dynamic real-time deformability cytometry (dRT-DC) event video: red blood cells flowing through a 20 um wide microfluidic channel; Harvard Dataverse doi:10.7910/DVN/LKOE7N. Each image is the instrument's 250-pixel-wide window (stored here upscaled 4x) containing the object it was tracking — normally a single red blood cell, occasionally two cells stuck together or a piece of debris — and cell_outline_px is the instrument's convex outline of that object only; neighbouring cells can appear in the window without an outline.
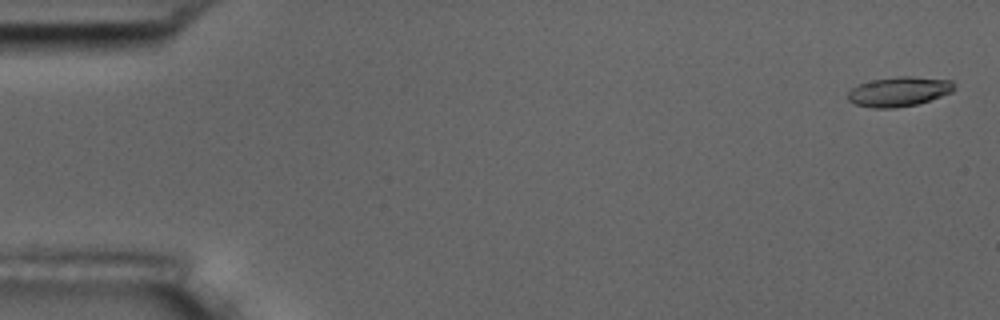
{"species": "common noctule bat (a hibernating species)", "species_latin": "Nyctalus noctula", "temperature_condition": "room temperature", "stored_images_in_passage": 5, "camera_frame_rate_fps": 3000, "um_per_image_px": 0.085, "animal": {"sex": "male", "body_mass_g": 17.5, "forearm_length_mm": 52.3}, "frame": {"image": 1, "passage_image": 1, "time_ms": 0.0, "image_size_px": [1000, 320], "cell_outline_px": [[956, 88], [952, 92], [916, 104], [896, 108], [872, 108], [856, 104], [848, 100], [848, 92], [852, 88], [860, 84], [872, 80], [896, 76], [912, 76], [952, 80], [956, 84]], "centroid_in_image_um": [76.44, 7.77], "position_along_channel_um": 8.6, "area_um2": 18.38}}
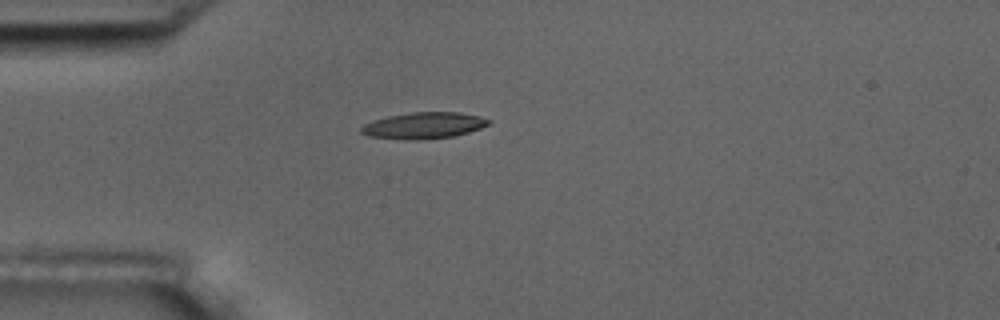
{"frame": {"image": 2, "passage_image": 5, "time_ms": 1.333, "image_size_px": [1000, 320], "cell_outline_px": [[492, 120], [488, 124], [480, 128], [468, 132], [452, 136], [416, 140], [408, 140], [368, 136], [360, 132], [360, 128], [364, 124], [372, 120], [388, 116], [412, 112], [460, 112], [480, 116]], "centroid_in_image_um": [36.0, 10.66], "position_along_channel_um": 49.0, "area_um2": 19.54}}